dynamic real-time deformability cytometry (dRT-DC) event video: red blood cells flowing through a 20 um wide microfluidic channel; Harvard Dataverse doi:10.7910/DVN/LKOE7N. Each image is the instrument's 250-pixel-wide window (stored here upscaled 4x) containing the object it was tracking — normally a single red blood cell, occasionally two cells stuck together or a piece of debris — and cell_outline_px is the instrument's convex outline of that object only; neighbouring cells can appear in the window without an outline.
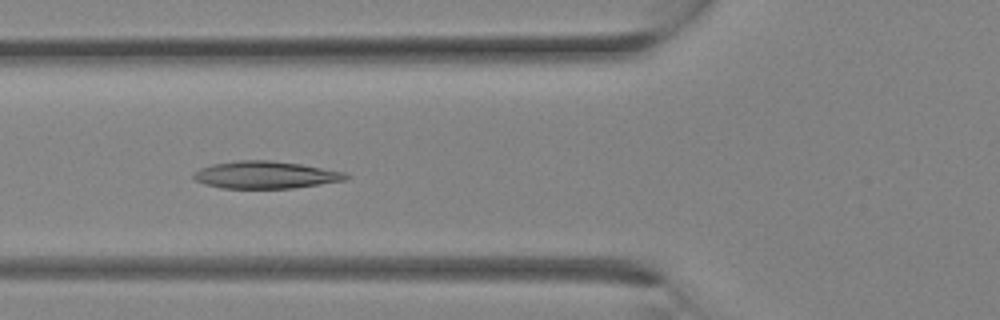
{"species": "Egyptian fruit bat (a non-hibernating species)", "species_latin": "Rousettus aegyptiacus", "temperature_condition": "room temperature", "stored_images_in_passage": 24, "camera_frame_rate_fps": 3000, "um_per_image_px": 0.085, "animal": {"sex": "female"}, "frame": {"image": 1, "passage_image": 6, "time_ms": 1.667, "image_size_px": [1000, 320], "cell_outline_px": [[352, 176], [348, 180], [292, 188], [220, 188], [204, 184], [196, 180], [192, 176], [192, 172], [200, 168], [212, 164], [236, 160], [268, 160], [300, 164], [348, 172]], "centroid_in_image_um": [22.6, 14.86], "position_along_channel_um": 103.2, "area_um2": 24.51}}
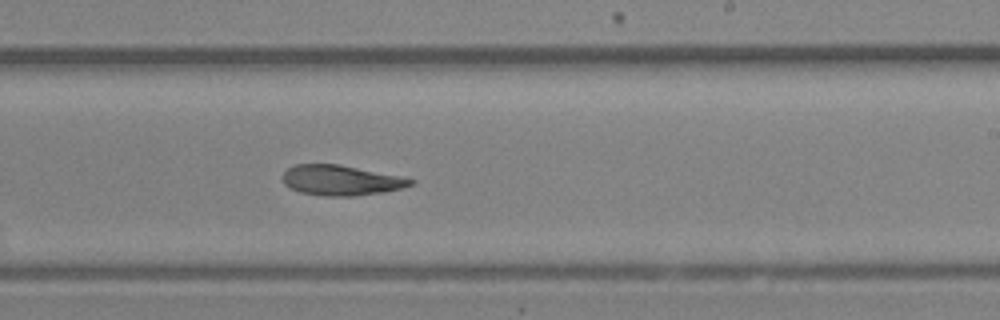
{"frame": {"image": 2, "passage_image": 13, "time_ms": 4.0, "image_size_px": [1000, 320], "cell_outline_px": [[416, 184], [400, 188], [380, 192], [352, 196], [324, 196], [300, 192], [284, 184], [284, 172], [288, 168], [296, 164], [340, 164], [404, 176], [416, 180]], "centroid_in_image_um": [29.04, 15.31], "position_along_channel_um": 260.0, "area_um2": 22.54}}
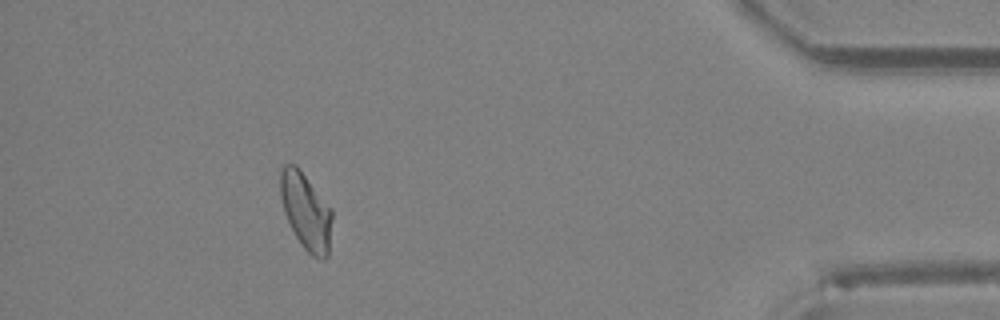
{"frame": {"image": 3, "passage_image": 22, "time_ms": 7.0, "image_size_px": [1000, 320], "cell_outline_px": [[332, 220], [328, 256], [324, 260], [312, 256], [304, 248], [296, 236], [284, 212], [280, 196], [280, 172], [284, 164], [296, 164], [332, 208]], "centroid_in_image_um": [26.01, 17.94], "position_along_channel_um": 409.2, "area_um2": 23.12}}